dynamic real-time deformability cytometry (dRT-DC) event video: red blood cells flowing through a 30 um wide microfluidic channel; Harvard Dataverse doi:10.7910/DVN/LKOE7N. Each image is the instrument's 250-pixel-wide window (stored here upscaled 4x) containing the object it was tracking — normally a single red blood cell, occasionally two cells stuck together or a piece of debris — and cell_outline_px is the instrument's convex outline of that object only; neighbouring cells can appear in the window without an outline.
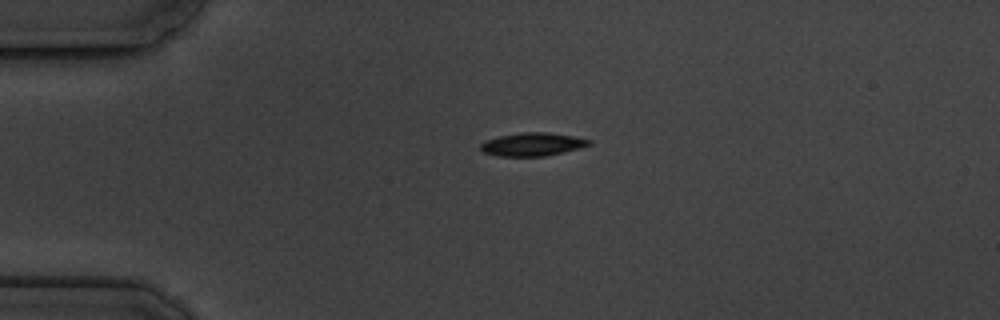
{"species": "common noctule bat (a hibernating species)", "species_latin": "Nyctalus noctula", "temperature_condition": "cold", "stored_images_in_passage": 3, "camera_frame_rate_fps": 3000, "um_per_image_px": 0.085, "animal": {"sex": "male", "body_mass_g": 19.5, "forearm_length_mm": 54.6}, "frame": {"image": 1, "passage_image": 1, "time_ms": 0.0, "image_size_px": [1000, 320], "cell_outline_px": [[592, 144], [580, 148], [564, 152], [544, 156], [496, 156], [484, 152], [480, 148], [480, 144], [484, 140], [500, 136], [520, 132], [544, 132], [572, 136], [592, 140]], "centroid_in_image_um": [45.25, 12.27], "position_along_channel_um": 39.8, "area_um2": 14.68}}